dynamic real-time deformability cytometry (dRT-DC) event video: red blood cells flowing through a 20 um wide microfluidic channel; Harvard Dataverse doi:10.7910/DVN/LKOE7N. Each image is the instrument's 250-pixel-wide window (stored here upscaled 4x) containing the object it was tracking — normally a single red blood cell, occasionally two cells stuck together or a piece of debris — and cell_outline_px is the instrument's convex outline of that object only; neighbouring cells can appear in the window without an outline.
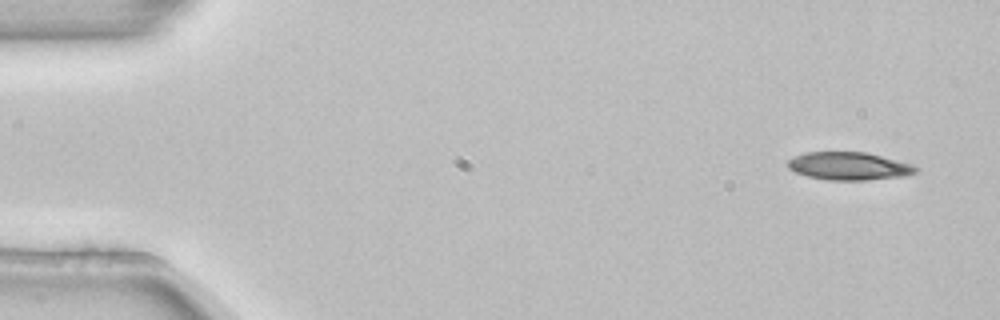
{"species": "common noctule bat (a hibernating species)", "species_latin": "Nyctalus noctula", "temperature_condition": "room temperature", "stored_images_in_passage": 4, "camera_frame_rate_fps": 3000, "um_per_image_px": 0.085, "animal": {"sex": "female", "body_mass_g": 22.7, "forearm_length_mm": 54.2}, "frame": {"image": 1, "passage_image": 1, "time_ms": 0.0, "image_size_px": [1000, 320], "cell_outline_px": [[920, 168], [916, 172], [904, 176], [868, 180], [828, 180], [808, 176], [796, 172], [788, 168], [788, 160], [792, 156], [804, 152], [868, 152], [912, 164]], "centroid_in_image_um": [72.16, 14.11], "position_along_channel_um": 12.8, "area_um2": 20.92}}
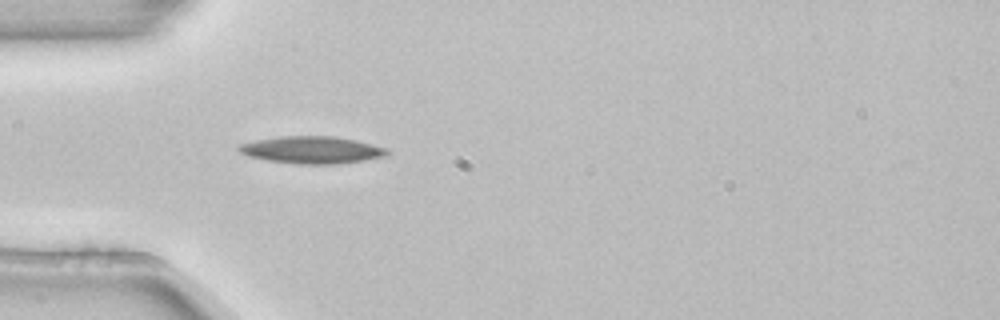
{"frame": {"image": 2, "passage_image": 4, "time_ms": 1.0, "image_size_px": [1000, 320], "cell_outline_px": [[388, 152], [384, 156], [364, 160], [336, 164], [296, 164], [268, 160], [248, 156], [240, 152], [236, 148], [240, 144], [256, 140], [280, 136], [336, 136], [356, 140], [388, 148]], "centroid_in_image_um": [26.5, 12.74], "position_along_channel_um": 58.5, "area_um2": 23.47}}